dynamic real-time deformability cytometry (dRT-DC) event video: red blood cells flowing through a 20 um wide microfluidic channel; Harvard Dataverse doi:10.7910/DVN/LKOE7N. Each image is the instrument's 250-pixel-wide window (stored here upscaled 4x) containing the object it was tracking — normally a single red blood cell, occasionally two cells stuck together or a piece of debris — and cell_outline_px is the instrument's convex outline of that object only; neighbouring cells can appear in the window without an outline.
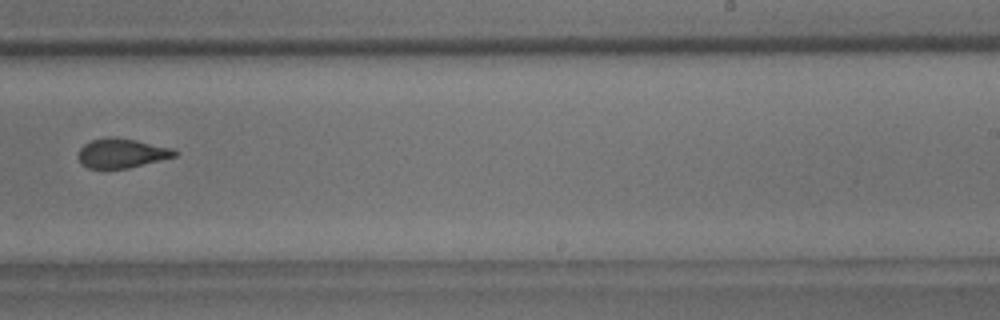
{"species": "common noctule bat (a hibernating species)", "species_latin": "Nyctalus noctula", "temperature_condition": "room temperature", "stored_images_in_passage": 10, "camera_frame_rate_fps": 3000, "um_per_image_px": 0.085, "animal": {"sex": "male", "body_mass_g": 18.8}, "frame": {"image": 1, "passage_image": 10, "time_ms": 10.667, "image_size_px": [1000, 320], "cell_outline_px": [[180, 152], [176, 156], [128, 168], [88, 168], [80, 164], [80, 148], [84, 144], [92, 140], [104, 136], [112, 136], [136, 140], [172, 148]], "centroid_in_image_um": [10.35, 13.01], "position_along_channel_um": 278.6, "area_um2": 16.47}}